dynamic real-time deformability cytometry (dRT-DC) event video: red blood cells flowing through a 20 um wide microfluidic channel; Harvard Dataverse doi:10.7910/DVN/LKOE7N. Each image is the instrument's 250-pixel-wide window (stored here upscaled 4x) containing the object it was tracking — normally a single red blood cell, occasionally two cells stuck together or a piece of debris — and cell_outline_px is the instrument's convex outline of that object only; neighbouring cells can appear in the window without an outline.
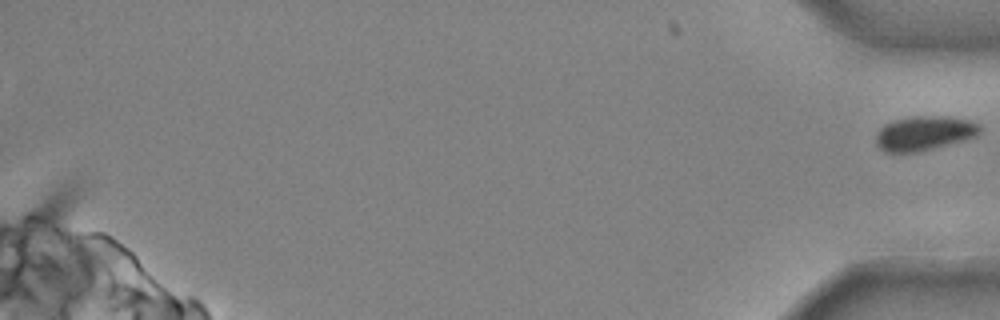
{"species": "common noctule bat (a hibernating species)", "species_latin": "Nyctalus noctula", "temperature_condition": "cold", "stored_images_in_passage": 43, "segment_of_instrument_passage": [2, 2], "camera_frame_rate_fps": 3000, "um_per_image_px": 0.085, "animal": {"sex": "male", "body_mass_g": 20.4}, "frame": {"image": 1, "passage_image": 43, "time_ms": 14.0, "image_size_px": [1000, 320], "cell_outline_px": [[980, 132], [976, 136], [964, 140], [916, 152], [888, 152], [880, 148], [876, 144], [876, 132], [884, 124], [892, 120], [912, 116], [948, 116], [968, 120], [980, 124]], "centroid_in_image_um": [78.54, 11.3], "position_along_channel_um": 356.7, "area_um2": 20.81}}